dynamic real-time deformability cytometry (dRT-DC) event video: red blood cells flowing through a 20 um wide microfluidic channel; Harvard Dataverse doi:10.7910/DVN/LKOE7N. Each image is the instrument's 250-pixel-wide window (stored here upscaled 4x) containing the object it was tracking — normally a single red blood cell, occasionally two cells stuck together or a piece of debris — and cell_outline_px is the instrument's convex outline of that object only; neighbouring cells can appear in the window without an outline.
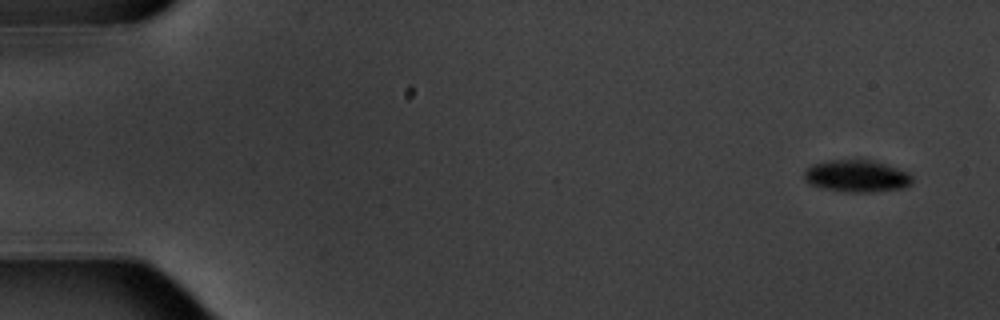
{"species": "common noctule bat (a hibernating species)", "species_latin": "Nyctalus noctula", "temperature_condition": "warm", "stored_images_in_passage": 6, "camera_frame_rate_fps": 3000, "um_per_image_px": 0.085, "animal": {"sex": "male", "body_mass_g": 20.1, "forearm_length_mm": 53.5}, "frame": {"image": 1, "passage_image": 1, "time_ms": 0.0, "image_size_px": [1000, 320], "cell_outline_px": [[912, 184], [904, 188], [872, 192], [844, 192], [824, 188], [808, 184], [804, 180], [804, 168], [812, 164], [824, 160], [872, 160], [908, 172], [912, 176]], "centroid_in_image_um": [72.78, 14.97], "position_along_channel_um": 12.2, "area_um2": 20.4}}